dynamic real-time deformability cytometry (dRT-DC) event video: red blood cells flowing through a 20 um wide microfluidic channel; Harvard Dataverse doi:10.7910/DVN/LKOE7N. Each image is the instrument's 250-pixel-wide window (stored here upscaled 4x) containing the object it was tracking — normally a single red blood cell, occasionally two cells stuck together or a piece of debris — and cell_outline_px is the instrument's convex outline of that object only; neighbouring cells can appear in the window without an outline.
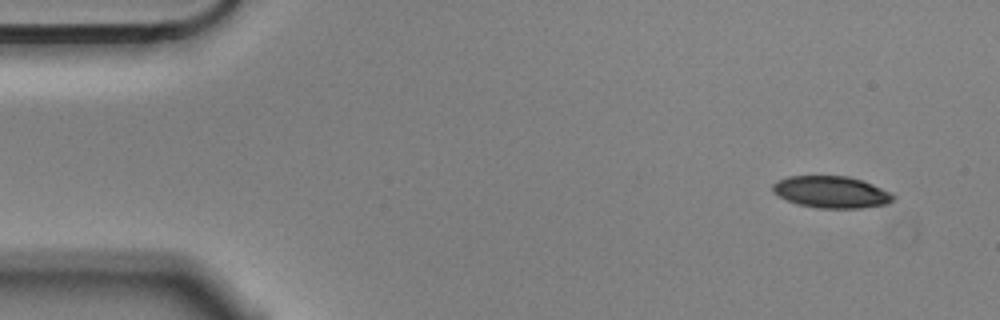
{"species": "Egyptian fruit bat (a non-hibernating species)", "species_latin": "Rousettus aegyptiacus", "temperature_condition": "cold", "stored_images_in_passage": 4, "camera_frame_rate_fps": 3000, "um_per_image_px": 0.085, "animal": {"sex": "male"}, "frame": {"image": 1, "passage_image": 1, "time_ms": 0.0, "image_size_px": [1000, 320], "cell_outline_px": [[896, 200], [888, 204], [860, 208], [820, 208], [800, 204], [788, 200], [772, 192], [772, 184], [788, 176], [848, 176], [872, 184], [896, 196]], "centroid_in_image_um": [70.69, 16.33], "position_along_channel_um": 14.3, "area_um2": 22.14}}
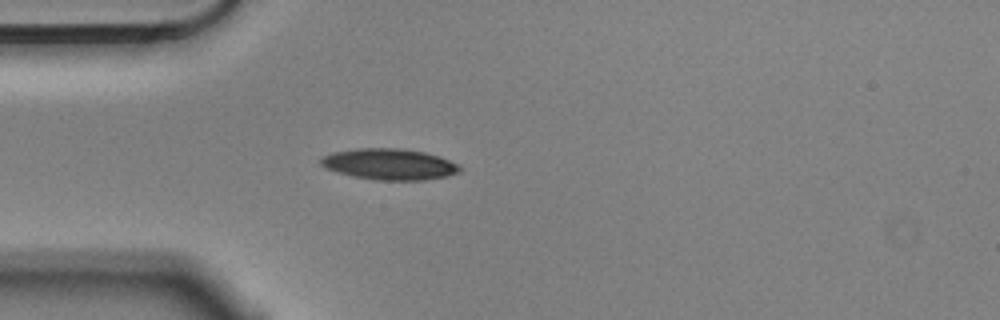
{"frame": {"image": 2, "passage_image": 4, "time_ms": 1.0, "image_size_px": [1000, 320], "cell_outline_px": [[460, 172], [444, 176], [424, 180], [376, 180], [352, 176], [336, 172], [320, 164], [320, 160], [324, 156], [332, 152], [356, 148], [404, 148], [424, 152], [440, 156], [456, 164], [460, 168]], "centroid_in_image_um": [33.07, 13.95], "position_along_channel_um": 51.9, "area_um2": 25.09}}